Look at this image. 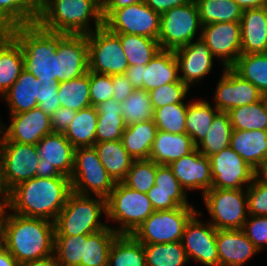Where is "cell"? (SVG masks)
<instances>
[{"mask_svg": "<svg viewBox=\"0 0 267 266\" xmlns=\"http://www.w3.org/2000/svg\"><path fill=\"white\" fill-rule=\"evenodd\" d=\"M2 243L19 265L54 254V222L21 216L7 212L0 213Z\"/></svg>", "mask_w": 267, "mask_h": 266, "instance_id": "1", "label": "cell"}, {"mask_svg": "<svg viewBox=\"0 0 267 266\" xmlns=\"http://www.w3.org/2000/svg\"><path fill=\"white\" fill-rule=\"evenodd\" d=\"M72 192L70 178L34 177L10 191L6 208L12 213L54 222Z\"/></svg>", "mask_w": 267, "mask_h": 266, "instance_id": "2", "label": "cell"}, {"mask_svg": "<svg viewBox=\"0 0 267 266\" xmlns=\"http://www.w3.org/2000/svg\"><path fill=\"white\" fill-rule=\"evenodd\" d=\"M7 32L22 48L24 68L42 84H59L57 47L67 34L46 30L38 23L15 26Z\"/></svg>", "mask_w": 267, "mask_h": 266, "instance_id": "3", "label": "cell"}, {"mask_svg": "<svg viewBox=\"0 0 267 266\" xmlns=\"http://www.w3.org/2000/svg\"><path fill=\"white\" fill-rule=\"evenodd\" d=\"M91 18L95 28L91 27ZM36 23L53 32L90 34L103 26L101 0H48Z\"/></svg>", "mask_w": 267, "mask_h": 266, "instance_id": "4", "label": "cell"}, {"mask_svg": "<svg viewBox=\"0 0 267 266\" xmlns=\"http://www.w3.org/2000/svg\"><path fill=\"white\" fill-rule=\"evenodd\" d=\"M102 212L106 216L105 198L72 191L54 221L55 236L92 234L106 228L108 225L99 220Z\"/></svg>", "mask_w": 267, "mask_h": 266, "instance_id": "5", "label": "cell"}, {"mask_svg": "<svg viewBox=\"0 0 267 266\" xmlns=\"http://www.w3.org/2000/svg\"><path fill=\"white\" fill-rule=\"evenodd\" d=\"M106 209L107 219L118 222L119 227L113 228L114 231L131 235L154 212L147 193L133 190L123 182H116L106 198Z\"/></svg>", "mask_w": 267, "mask_h": 266, "instance_id": "6", "label": "cell"}, {"mask_svg": "<svg viewBox=\"0 0 267 266\" xmlns=\"http://www.w3.org/2000/svg\"><path fill=\"white\" fill-rule=\"evenodd\" d=\"M72 191L81 195L107 198L116 182L106 172L94 147L75 149L74 169L70 177Z\"/></svg>", "mask_w": 267, "mask_h": 266, "instance_id": "7", "label": "cell"}, {"mask_svg": "<svg viewBox=\"0 0 267 266\" xmlns=\"http://www.w3.org/2000/svg\"><path fill=\"white\" fill-rule=\"evenodd\" d=\"M202 24L198 8L194 0L176 6L160 16V32L158 41L162 50H176L188 45L195 39Z\"/></svg>", "mask_w": 267, "mask_h": 266, "instance_id": "8", "label": "cell"}, {"mask_svg": "<svg viewBox=\"0 0 267 266\" xmlns=\"http://www.w3.org/2000/svg\"><path fill=\"white\" fill-rule=\"evenodd\" d=\"M103 26L116 34L142 35L158 40L160 14L145 1L120 9H102Z\"/></svg>", "mask_w": 267, "mask_h": 266, "instance_id": "9", "label": "cell"}, {"mask_svg": "<svg viewBox=\"0 0 267 266\" xmlns=\"http://www.w3.org/2000/svg\"><path fill=\"white\" fill-rule=\"evenodd\" d=\"M202 196L217 230L243 228L249 216L246 190L210 189Z\"/></svg>", "mask_w": 267, "mask_h": 266, "instance_id": "10", "label": "cell"}, {"mask_svg": "<svg viewBox=\"0 0 267 266\" xmlns=\"http://www.w3.org/2000/svg\"><path fill=\"white\" fill-rule=\"evenodd\" d=\"M197 211L194 207L154 211L132 235L142 244L181 241L185 225Z\"/></svg>", "mask_w": 267, "mask_h": 266, "instance_id": "11", "label": "cell"}, {"mask_svg": "<svg viewBox=\"0 0 267 266\" xmlns=\"http://www.w3.org/2000/svg\"><path fill=\"white\" fill-rule=\"evenodd\" d=\"M86 37L89 71L107 75L125 74L128 60L116 33L101 26Z\"/></svg>", "mask_w": 267, "mask_h": 266, "instance_id": "12", "label": "cell"}, {"mask_svg": "<svg viewBox=\"0 0 267 266\" xmlns=\"http://www.w3.org/2000/svg\"><path fill=\"white\" fill-rule=\"evenodd\" d=\"M37 146L39 163L36 177H71L74 169L75 148L63 133L45 135Z\"/></svg>", "mask_w": 267, "mask_h": 266, "instance_id": "13", "label": "cell"}, {"mask_svg": "<svg viewBox=\"0 0 267 266\" xmlns=\"http://www.w3.org/2000/svg\"><path fill=\"white\" fill-rule=\"evenodd\" d=\"M211 189H243L248 187L256 176V171L249 166L230 146L209 157Z\"/></svg>", "mask_w": 267, "mask_h": 266, "instance_id": "14", "label": "cell"}, {"mask_svg": "<svg viewBox=\"0 0 267 266\" xmlns=\"http://www.w3.org/2000/svg\"><path fill=\"white\" fill-rule=\"evenodd\" d=\"M3 175L11 191L18 184L36 177L39 163L37 146L13 141H0Z\"/></svg>", "mask_w": 267, "mask_h": 266, "instance_id": "15", "label": "cell"}, {"mask_svg": "<svg viewBox=\"0 0 267 266\" xmlns=\"http://www.w3.org/2000/svg\"><path fill=\"white\" fill-rule=\"evenodd\" d=\"M197 211L187 222L182 236V245L189 260H195L205 266H219L216 247L217 229L210 224L200 221Z\"/></svg>", "mask_w": 267, "mask_h": 266, "instance_id": "16", "label": "cell"}, {"mask_svg": "<svg viewBox=\"0 0 267 266\" xmlns=\"http://www.w3.org/2000/svg\"><path fill=\"white\" fill-rule=\"evenodd\" d=\"M9 116L8 126L1 122L0 141L37 145L45 135L53 133L50 116L39 107Z\"/></svg>", "mask_w": 267, "mask_h": 266, "instance_id": "17", "label": "cell"}, {"mask_svg": "<svg viewBox=\"0 0 267 266\" xmlns=\"http://www.w3.org/2000/svg\"><path fill=\"white\" fill-rule=\"evenodd\" d=\"M223 68H230L242 54L240 22H220L202 26L201 37Z\"/></svg>", "mask_w": 267, "mask_h": 266, "instance_id": "18", "label": "cell"}, {"mask_svg": "<svg viewBox=\"0 0 267 266\" xmlns=\"http://www.w3.org/2000/svg\"><path fill=\"white\" fill-rule=\"evenodd\" d=\"M214 93L213 106L223 112L256 103L263 98L257 87L242 79L231 68H223V74Z\"/></svg>", "mask_w": 267, "mask_h": 266, "instance_id": "19", "label": "cell"}, {"mask_svg": "<svg viewBox=\"0 0 267 266\" xmlns=\"http://www.w3.org/2000/svg\"><path fill=\"white\" fill-rule=\"evenodd\" d=\"M58 82L78 78L89 71L86 35L67 34L57 47Z\"/></svg>", "mask_w": 267, "mask_h": 266, "instance_id": "20", "label": "cell"}, {"mask_svg": "<svg viewBox=\"0 0 267 266\" xmlns=\"http://www.w3.org/2000/svg\"><path fill=\"white\" fill-rule=\"evenodd\" d=\"M198 36L196 41L174 50L178 62L179 79L189 88L201 82L213 67L214 56L207 44Z\"/></svg>", "mask_w": 267, "mask_h": 266, "instance_id": "21", "label": "cell"}, {"mask_svg": "<svg viewBox=\"0 0 267 266\" xmlns=\"http://www.w3.org/2000/svg\"><path fill=\"white\" fill-rule=\"evenodd\" d=\"M168 166L185 191L201 189L204 194L211 189L213 179L209 157L197 148Z\"/></svg>", "mask_w": 267, "mask_h": 266, "instance_id": "22", "label": "cell"}, {"mask_svg": "<svg viewBox=\"0 0 267 266\" xmlns=\"http://www.w3.org/2000/svg\"><path fill=\"white\" fill-rule=\"evenodd\" d=\"M147 196L154 211L193 207L187 201V192L168 165L157 164L155 185L147 192Z\"/></svg>", "mask_w": 267, "mask_h": 266, "instance_id": "23", "label": "cell"}, {"mask_svg": "<svg viewBox=\"0 0 267 266\" xmlns=\"http://www.w3.org/2000/svg\"><path fill=\"white\" fill-rule=\"evenodd\" d=\"M216 247L219 266H243L259 252L242 229L217 230Z\"/></svg>", "mask_w": 267, "mask_h": 266, "instance_id": "24", "label": "cell"}, {"mask_svg": "<svg viewBox=\"0 0 267 266\" xmlns=\"http://www.w3.org/2000/svg\"><path fill=\"white\" fill-rule=\"evenodd\" d=\"M240 28L242 54L267 53V16L264 7L243 10Z\"/></svg>", "mask_w": 267, "mask_h": 266, "instance_id": "25", "label": "cell"}, {"mask_svg": "<svg viewBox=\"0 0 267 266\" xmlns=\"http://www.w3.org/2000/svg\"><path fill=\"white\" fill-rule=\"evenodd\" d=\"M230 147L257 172L267 162V131L233 130Z\"/></svg>", "mask_w": 267, "mask_h": 266, "instance_id": "26", "label": "cell"}, {"mask_svg": "<svg viewBox=\"0 0 267 266\" xmlns=\"http://www.w3.org/2000/svg\"><path fill=\"white\" fill-rule=\"evenodd\" d=\"M41 82L25 68L16 82L4 94L10 114H17L38 107Z\"/></svg>", "mask_w": 267, "mask_h": 266, "instance_id": "27", "label": "cell"}, {"mask_svg": "<svg viewBox=\"0 0 267 266\" xmlns=\"http://www.w3.org/2000/svg\"><path fill=\"white\" fill-rule=\"evenodd\" d=\"M23 69L20 44L7 31H0V97L16 82Z\"/></svg>", "mask_w": 267, "mask_h": 266, "instance_id": "28", "label": "cell"}, {"mask_svg": "<svg viewBox=\"0 0 267 266\" xmlns=\"http://www.w3.org/2000/svg\"><path fill=\"white\" fill-rule=\"evenodd\" d=\"M196 146L186 134H171L158 130L153 141L149 159L157 164L169 165L171 162L191 153Z\"/></svg>", "mask_w": 267, "mask_h": 266, "instance_id": "29", "label": "cell"}, {"mask_svg": "<svg viewBox=\"0 0 267 266\" xmlns=\"http://www.w3.org/2000/svg\"><path fill=\"white\" fill-rule=\"evenodd\" d=\"M143 90L150 91L168 83L178 82V62L174 50H160L142 68Z\"/></svg>", "mask_w": 267, "mask_h": 266, "instance_id": "30", "label": "cell"}, {"mask_svg": "<svg viewBox=\"0 0 267 266\" xmlns=\"http://www.w3.org/2000/svg\"><path fill=\"white\" fill-rule=\"evenodd\" d=\"M93 147L106 172L115 182H122L134 161L125 150L122 140L99 142Z\"/></svg>", "mask_w": 267, "mask_h": 266, "instance_id": "31", "label": "cell"}, {"mask_svg": "<svg viewBox=\"0 0 267 266\" xmlns=\"http://www.w3.org/2000/svg\"><path fill=\"white\" fill-rule=\"evenodd\" d=\"M98 112L96 143L121 140L126 128L120 103L108 99L96 106Z\"/></svg>", "mask_w": 267, "mask_h": 266, "instance_id": "32", "label": "cell"}, {"mask_svg": "<svg viewBox=\"0 0 267 266\" xmlns=\"http://www.w3.org/2000/svg\"><path fill=\"white\" fill-rule=\"evenodd\" d=\"M157 131L153 119L127 126L121 139L125 150L134 160L149 159Z\"/></svg>", "mask_w": 267, "mask_h": 266, "instance_id": "33", "label": "cell"}, {"mask_svg": "<svg viewBox=\"0 0 267 266\" xmlns=\"http://www.w3.org/2000/svg\"><path fill=\"white\" fill-rule=\"evenodd\" d=\"M97 119L98 112L94 106L76 112L74 120L63 133L75 149L94 146L96 143Z\"/></svg>", "mask_w": 267, "mask_h": 266, "instance_id": "34", "label": "cell"}, {"mask_svg": "<svg viewBox=\"0 0 267 266\" xmlns=\"http://www.w3.org/2000/svg\"><path fill=\"white\" fill-rule=\"evenodd\" d=\"M107 266H146L143 244L131 234H118L112 242Z\"/></svg>", "mask_w": 267, "mask_h": 266, "instance_id": "35", "label": "cell"}, {"mask_svg": "<svg viewBox=\"0 0 267 266\" xmlns=\"http://www.w3.org/2000/svg\"><path fill=\"white\" fill-rule=\"evenodd\" d=\"M218 112L207 100L188 103L185 128L195 146L204 140Z\"/></svg>", "mask_w": 267, "mask_h": 266, "instance_id": "36", "label": "cell"}, {"mask_svg": "<svg viewBox=\"0 0 267 266\" xmlns=\"http://www.w3.org/2000/svg\"><path fill=\"white\" fill-rule=\"evenodd\" d=\"M117 235L109 225L89 234L87 240H84V258L81 259V266H107L112 242Z\"/></svg>", "mask_w": 267, "mask_h": 266, "instance_id": "37", "label": "cell"}, {"mask_svg": "<svg viewBox=\"0 0 267 266\" xmlns=\"http://www.w3.org/2000/svg\"><path fill=\"white\" fill-rule=\"evenodd\" d=\"M230 68L263 95L267 94V53L241 54Z\"/></svg>", "mask_w": 267, "mask_h": 266, "instance_id": "38", "label": "cell"}, {"mask_svg": "<svg viewBox=\"0 0 267 266\" xmlns=\"http://www.w3.org/2000/svg\"><path fill=\"white\" fill-rule=\"evenodd\" d=\"M232 131L229 113L219 111L214 117L211 128L204 140L196 148L207 157L219 153L222 149L230 146Z\"/></svg>", "mask_w": 267, "mask_h": 266, "instance_id": "39", "label": "cell"}, {"mask_svg": "<svg viewBox=\"0 0 267 266\" xmlns=\"http://www.w3.org/2000/svg\"><path fill=\"white\" fill-rule=\"evenodd\" d=\"M129 66L146 65L161 50L159 41L142 35L117 34Z\"/></svg>", "mask_w": 267, "mask_h": 266, "instance_id": "40", "label": "cell"}, {"mask_svg": "<svg viewBox=\"0 0 267 266\" xmlns=\"http://www.w3.org/2000/svg\"><path fill=\"white\" fill-rule=\"evenodd\" d=\"M203 25L220 22H240L242 9L234 0H194Z\"/></svg>", "mask_w": 267, "mask_h": 266, "instance_id": "41", "label": "cell"}, {"mask_svg": "<svg viewBox=\"0 0 267 266\" xmlns=\"http://www.w3.org/2000/svg\"><path fill=\"white\" fill-rule=\"evenodd\" d=\"M146 266H184L189 262L181 241L143 244Z\"/></svg>", "mask_w": 267, "mask_h": 266, "instance_id": "42", "label": "cell"}, {"mask_svg": "<svg viewBox=\"0 0 267 266\" xmlns=\"http://www.w3.org/2000/svg\"><path fill=\"white\" fill-rule=\"evenodd\" d=\"M58 96L61 107L79 111L91 106L89 71L69 81L59 83Z\"/></svg>", "mask_w": 267, "mask_h": 266, "instance_id": "43", "label": "cell"}, {"mask_svg": "<svg viewBox=\"0 0 267 266\" xmlns=\"http://www.w3.org/2000/svg\"><path fill=\"white\" fill-rule=\"evenodd\" d=\"M228 113L233 130L267 131V107L264 98L256 103L231 109Z\"/></svg>", "mask_w": 267, "mask_h": 266, "instance_id": "44", "label": "cell"}, {"mask_svg": "<svg viewBox=\"0 0 267 266\" xmlns=\"http://www.w3.org/2000/svg\"><path fill=\"white\" fill-rule=\"evenodd\" d=\"M38 12L26 0H0V31L36 23Z\"/></svg>", "mask_w": 267, "mask_h": 266, "instance_id": "45", "label": "cell"}, {"mask_svg": "<svg viewBox=\"0 0 267 266\" xmlns=\"http://www.w3.org/2000/svg\"><path fill=\"white\" fill-rule=\"evenodd\" d=\"M120 106L126 127L153 119L154 109L149 91L143 89L134 90L124 102L120 103Z\"/></svg>", "mask_w": 267, "mask_h": 266, "instance_id": "46", "label": "cell"}, {"mask_svg": "<svg viewBox=\"0 0 267 266\" xmlns=\"http://www.w3.org/2000/svg\"><path fill=\"white\" fill-rule=\"evenodd\" d=\"M187 107L188 103H175L155 109L153 121L158 130L171 134L186 133Z\"/></svg>", "mask_w": 267, "mask_h": 266, "instance_id": "47", "label": "cell"}, {"mask_svg": "<svg viewBox=\"0 0 267 266\" xmlns=\"http://www.w3.org/2000/svg\"><path fill=\"white\" fill-rule=\"evenodd\" d=\"M88 235L55 236L54 254L60 266H81Z\"/></svg>", "mask_w": 267, "mask_h": 266, "instance_id": "48", "label": "cell"}, {"mask_svg": "<svg viewBox=\"0 0 267 266\" xmlns=\"http://www.w3.org/2000/svg\"><path fill=\"white\" fill-rule=\"evenodd\" d=\"M157 163L150 159L134 160L122 181L129 188L147 193L155 185Z\"/></svg>", "mask_w": 267, "mask_h": 266, "instance_id": "49", "label": "cell"}, {"mask_svg": "<svg viewBox=\"0 0 267 266\" xmlns=\"http://www.w3.org/2000/svg\"><path fill=\"white\" fill-rule=\"evenodd\" d=\"M189 89L187 85L179 80L150 90L149 95L153 109L175 103H184Z\"/></svg>", "mask_w": 267, "mask_h": 266, "instance_id": "50", "label": "cell"}, {"mask_svg": "<svg viewBox=\"0 0 267 266\" xmlns=\"http://www.w3.org/2000/svg\"><path fill=\"white\" fill-rule=\"evenodd\" d=\"M245 189L249 215L267 216V184L256 175Z\"/></svg>", "mask_w": 267, "mask_h": 266, "instance_id": "51", "label": "cell"}, {"mask_svg": "<svg viewBox=\"0 0 267 266\" xmlns=\"http://www.w3.org/2000/svg\"><path fill=\"white\" fill-rule=\"evenodd\" d=\"M90 102L91 106H98L113 98L114 90L111 75L89 71Z\"/></svg>", "mask_w": 267, "mask_h": 266, "instance_id": "52", "label": "cell"}, {"mask_svg": "<svg viewBox=\"0 0 267 266\" xmlns=\"http://www.w3.org/2000/svg\"><path fill=\"white\" fill-rule=\"evenodd\" d=\"M245 235L260 251L267 246V216L249 215L242 228Z\"/></svg>", "mask_w": 267, "mask_h": 266, "instance_id": "53", "label": "cell"}, {"mask_svg": "<svg viewBox=\"0 0 267 266\" xmlns=\"http://www.w3.org/2000/svg\"><path fill=\"white\" fill-rule=\"evenodd\" d=\"M40 104L38 107L51 116L60 106L58 87L59 84H41Z\"/></svg>", "mask_w": 267, "mask_h": 266, "instance_id": "54", "label": "cell"}, {"mask_svg": "<svg viewBox=\"0 0 267 266\" xmlns=\"http://www.w3.org/2000/svg\"><path fill=\"white\" fill-rule=\"evenodd\" d=\"M76 111L59 107L51 116V126L53 133H64L67 127L75 118Z\"/></svg>", "mask_w": 267, "mask_h": 266, "instance_id": "55", "label": "cell"}, {"mask_svg": "<svg viewBox=\"0 0 267 266\" xmlns=\"http://www.w3.org/2000/svg\"><path fill=\"white\" fill-rule=\"evenodd\" d=\"M114 96L119 103L124 102L135 90L125 74L111 75Z\"/></svg>", "mask_w": 267, "mask_h": 266, "instance_id": "56", "label": "cell"}, {"mask_svg": "<svg viewBox=\"0 0 267 266\" xmlns=\"http://www.w3.org/2000/svg\"><path fill=\"white\" fill-rule=\"evenodd\" d=\"M192 0H145V3L154 11L159 13H165L173 7L184 5Z\"/></svg>", "mask_w": 267, "mask_h": 266, "instance_id": "57", "label": "cell"}, {"mask_svg": "<svg viewBox=\"0 0 267 266\" xmlns=\"http://www.w3.org/2000/svg\"><path fill=\"white\" fill-rule=\"evenodd\" d=\"M142 68L143 65L129 66L125 72L126 77L135 90L143 89Z\"/></svg>", "mask_w": 267, "mask_h": 266, "instance_id": "58", "label": "cell"}, {"mask_svg": "<svg viewBox=\"0 0 267 266\" xmlns=\"http://www.w3.org/2000/svg\"><path fill=\"white\" fill-rule=\"evenodd\" d=\"M10 197V191L5 183L3 175V158L0 149V206L6 207Z\"/></svg>", "mask_w": 267, "mask_h": 266, "instance_id": "59", "label": "cell"}, {"mask_svg": "<svg viewBox=\"0 0 267 266\" xmlns=\"http://www.w3.org/2000/svg\"><path fill=\"white\" fill-rule=\"evenodd\" d=\"M145 0H101L102 9H120Z\"/></svg>", "mask_w": 267, "mask_h": 266, "instance_id": "60", "label": "cell"}, {"mask_svg": "<svg viewBox=\"0 0 267 266\" xmlns=\"http://www.w3.org/2000/svg\"><path fill=\"white\" fill-rule=\"evenodd\" d=\"M20 266H60V264L58 263L55 254H52L42 259L25 262Z\"/></svg>", "mask_w": 267, "mask_h": 266, "instance_id": "61", "label": "cell"}, {"mask_svg": "<svg viewBox=\"0 0 267 266\" xmlns=\"http://www.w3.org/2000/svg\"><path fill=\"white\" fill-rule=\"evenodd\" d=\"M0 266H20L3 245L0 246Z\"/></svg>", "mask_w": 267, "mask_h": 266, "instance_id": "62", "label": "cell"}, {"mask_svg": "<svg viewBox=\"0 0 267 266\" xmlns=\"http://www.w3.org/2000/svg\"><path fill=\"white\" fill-rule=\"evenodd\" d=\"M242 10L261 8L267 4L266 0H234Z\"/></svg>", "mask_w": 267, "mask_h": 266, "instance_id": "63", "label": "cell"}, {"mask_svg": "<svg viewBox=\"0 0 267 266\" xmlns=\"http://www.w3.org/2000/svg\"><path fill=\"white\" fill-rule=\"evenodd\" d=\"M37 12H39L48 2V0H26Z\"/></svg>", "mask_w": 267, "mask_h": 266, "instance_id": "64", "label": "cell"}, {"mask_svg": "<svg viewBox=\"0 0 267 266\" xmlns=\"http://www.w3.org/2000/svg\"><path fill=\"white\" fill-rule=\"evenodd\" d=\"M256 175L267 184V162L261 166Z\"/></svg>", "mask_w": 267, "mask_h": 266, "instance_id": "65", "label": "cell"}, {"mask_svg": "<svg viewBox=\"0 0 267 266\" xmlns=\"http://www.w3.org/2000/svg\"><path fill=\"white\" fill-rule=\"evenodd\" d=\"M2 225H1V220H0V246H2Z\"/></svg>", "mask_w": 267, "mask_h": 266, "instance_id": "66", "label": "cell"}, {"mask_svg": "<svg viewBox=\"0 0 267 266\" xmlns=\"http://www.w3.org/2000/svg\"><path fill=\"white\" fill-rule=\"evenodd\" d=\"M263 98H264V101H265V104H266V107H267V94L263 95Z\"/></svg>", "mask_w": 267, "mask_h": 266, "instance_id": "67", "label": "cell"}, {"mask_svg": "<svg viewBox=\"0 0 267 266\" xmlns=\"http://www.w3.org/2000/svg\"><path fill=\"white\" fill-rule=\"evenodd\" d=\"M264 9H265V13H266V16H267V4L264 6Z\"/></svg>", "mask_w": 267, "mask_h": 266, "instance_id": "68", "label": "cell"}]
</instances>
